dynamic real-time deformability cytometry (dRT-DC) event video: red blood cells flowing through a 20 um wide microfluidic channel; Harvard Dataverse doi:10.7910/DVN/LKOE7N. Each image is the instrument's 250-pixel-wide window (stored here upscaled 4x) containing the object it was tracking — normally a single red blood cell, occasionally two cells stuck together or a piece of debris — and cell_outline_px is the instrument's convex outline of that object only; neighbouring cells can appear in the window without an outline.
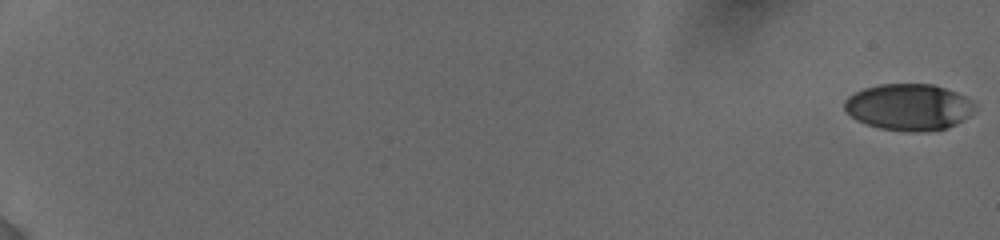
{"species": "human", "species_latin": "Homo sapiens", "temperature_condition": "cold", "stored_images_in_passage": 15, "camera_frame_rate_fps": 3000, "um_per_image_px": 0.085, "donor": {"sex": "female"}, "frame": {"image": 1, "passage_image": 1, "time_ms": 0.0, "image_size_px": [1000, 240], "cell_outline_px": [[976, 112], [956, 124], [948, 128], [912, 132], [880, 128], [856, 120], [844, 108], [844, 100], [848, 96], [864, 88], [880, 84], [932, 84], [968, 96], [976, 104]], "centroid_in_image_um": [77.3, 9.09], "position_along_channel_um": 7.7, "area_um2": 35.43}}
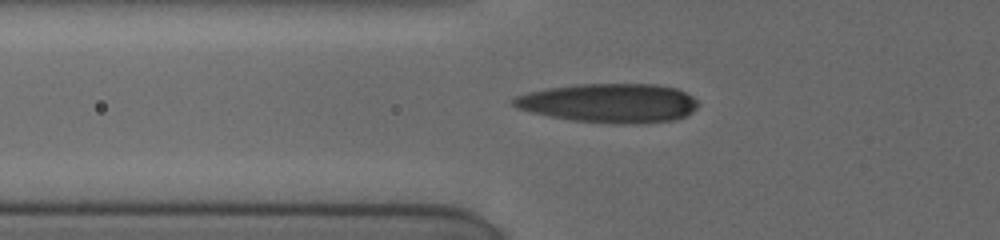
{"frame": {"image": 2, "passage_image": 12, "time_ms": 7.667, "image_size_px": [1000, 240], "cell_outline_px": [[700, 104], [692, 112], [684, 116], [672, 120], [636, 124], [616, 124], [572, 120], [548, 116], [532, 112], [520, 108], [512, 104], [512, 100], [516, 96], [528, 92], [548, 88], [576, 84], [656, 84], [676, 88], [692, 96]], "centroid_in_image_um": [51.81, 8.76], "position_along_channel_um": 74.0, "area_um2": 42.02}}
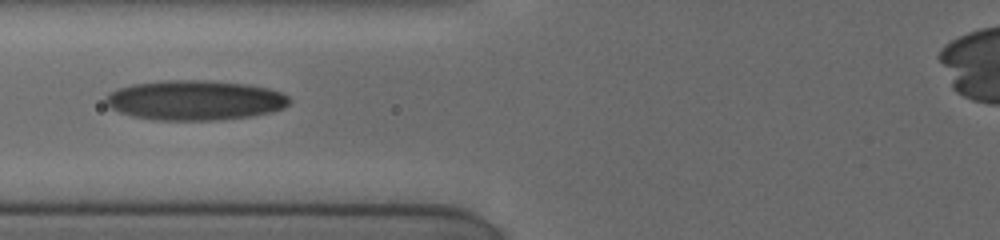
{"frame": {"image": 3, "passage_image": 14, "time_ms": 8.667, "image_size_px": [1000, 240], "cell_outline_px": [[292, 100], [284, 108], [272, 112], [252, 116], [216, 120], [160, 120], [132, 116], [120, 112], [112, 108], [104, 100], [108, 92], [132, 84], [160, 80], [212, 80], [248, 84], [268, 88], [284, 92]], "centroid_in_image_um": [16.61, 8.51], "position_along_channel_um": 109.2, "area_um2": 43.0}}